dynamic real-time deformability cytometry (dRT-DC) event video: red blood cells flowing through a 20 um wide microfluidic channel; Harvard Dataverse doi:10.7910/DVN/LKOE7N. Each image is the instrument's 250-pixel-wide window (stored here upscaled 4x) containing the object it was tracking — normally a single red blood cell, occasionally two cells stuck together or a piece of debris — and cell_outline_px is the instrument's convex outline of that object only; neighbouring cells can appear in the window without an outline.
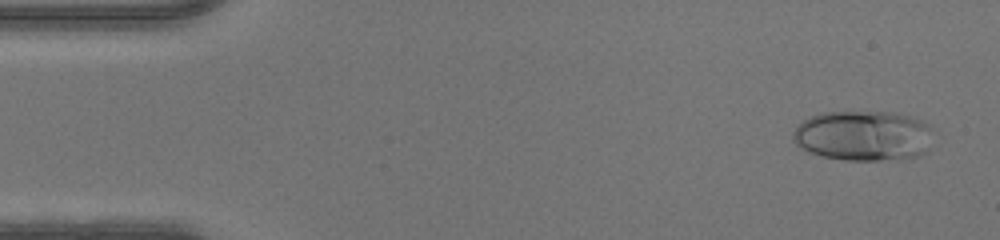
{"species": "human", "species_latin": "Homo sapiens", "temperature_condition": "warm", "stored_images_in_passage": 48, "camera_frame_rate_fps": 3000, "um_per_image_px": 0.085, "donor": {"sex": "male"}, "frame": {"image": 1, "passage_image": 3, "time_ms": 0.667, "image_size_px": [1000, 240], "cell_outline_px": [[928, 128], [924, 152], [916, 156], [876, 160], [848, 160], [824, 156], [812, 152], [796, 144], [792, 140], [792, 132], [804, 120], [820, 112], [888, 112], [908, 116], [920, 120], [928, 124]], "centroid_in_image_um": [73.28, 11.52], "position_along_channel_um": 11.7, "area_um2": 39.82}}
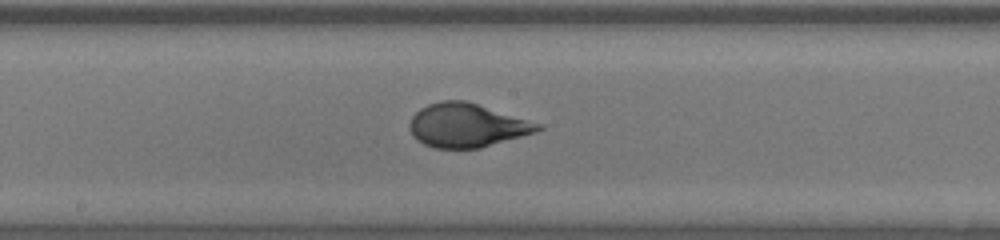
{"frame": {"image": 2, "passage_image": 25, "time_ms": 8.0, "image_size_px": [1000, 240], "cell_outline_px": [[544, 128], [536, 132], [480, 148], [432, 148], [416, 140], [412, 136], [408, 128], [408, 124], [412, 116], [420, 108], [428, 104], [440, 100], [464, 100], [544, 124]], "centroid_in_image_um": [39.67, 10.65], "position_along_channel_um": 208.5, "area_um2": 32.95}}
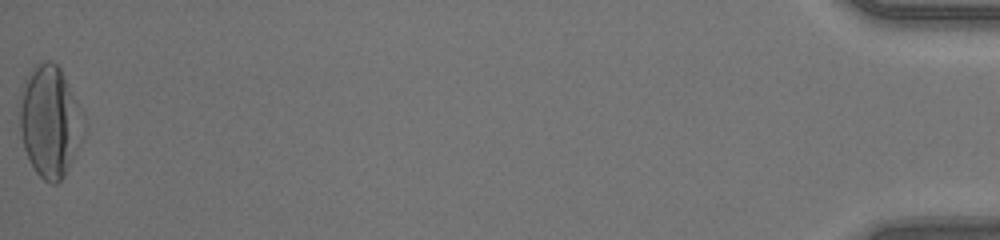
{"frame": {"image": 3, "passage_image": 48, "time_ms": 15.667, "image_size_px": [1000, 240], "cell_outline_px": [[84, 132], [68, 168], [64, 176], [56, 184], [48, 184], [36, 172], [24, 148], [20, 128], [20, 88], [28, 72], [36, 64], [48, 60], [52, 60], [60, 68], [84, 116]], "centroid_in_image_um": [4.22, 10.29], "position_along_channel_um": 431.0, "area_um2": 41.33}}